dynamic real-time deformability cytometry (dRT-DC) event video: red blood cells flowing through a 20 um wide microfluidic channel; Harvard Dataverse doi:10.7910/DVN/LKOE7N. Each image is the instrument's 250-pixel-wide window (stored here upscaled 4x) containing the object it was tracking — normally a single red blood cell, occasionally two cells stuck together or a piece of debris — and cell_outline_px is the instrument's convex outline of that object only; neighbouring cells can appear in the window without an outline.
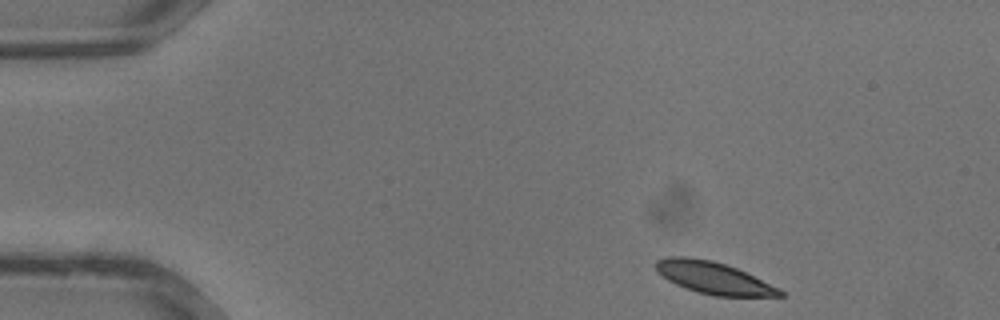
{"species": "common noctule bat (a hibernating species)", "species_latin": "Nyctalus noctula", "temperature_condition": "warm", "stored_images_in_passage": 31, "camera_frame_rate_fps": 3000, "um_per_image_px": 0.085, "animal": {"sex": "male", "body_mass_g": 13.3}, "frame": {"image": 1, "passage_image": 1, "time_ms": 0.0, "image_size_px": [1000, 320], "cell_outline_px": [[784, 296], [716, 296], [696, 292], [676, 284], [668, 280], [656, 268], [656, 260], [668, 256], [688, 256], [712, 260], [736, 268], [780, 288], [784, 292]], "centroid_in_image_um": [60.66, 23.61], "position_along_channel_um": 24.3, "area_um2": 22.95}}
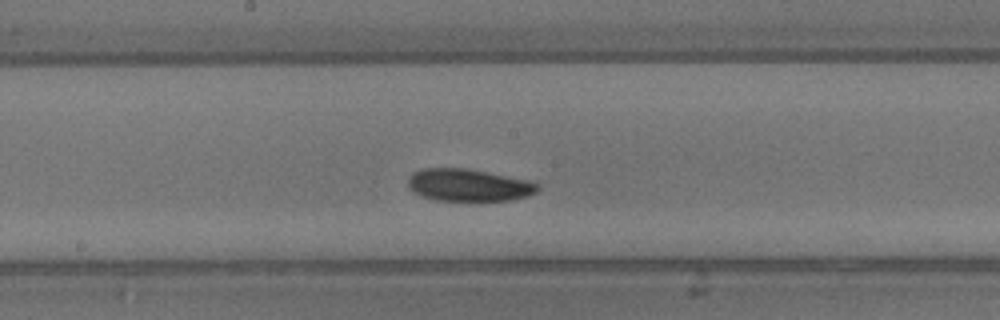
{"frame": {"image": 2, "passage_image": 15, "time_ms": 4.667, "image_size_px": [1000, 320], "cell_outline_px": [[540, 188], [536, 192], [528, 196], [512, 200], [476, 204], [436, 200], [420, 196], [412, 192], [408, 188], [408, 176], [412, 172], [420, 168], [468, 168], [528, 180], [540, 184]], "centroid_in_image_um": [39.82, 15.78], "position_along_channel_um": 208.4, "area_um2": 25.78}}
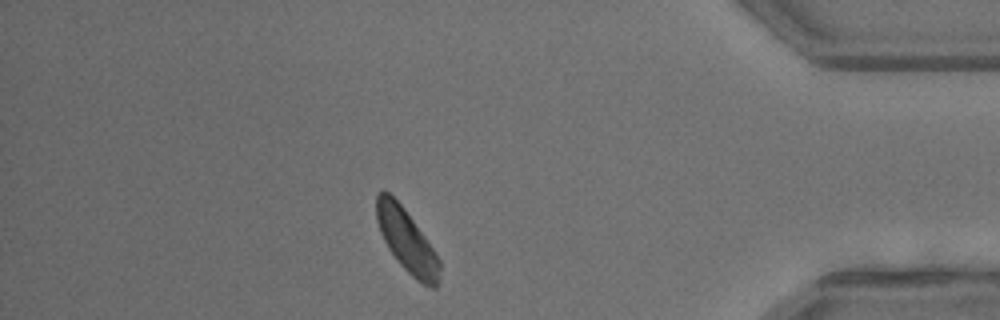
{"frame": {"image": 3, "passage_image": 27, "time_ms": 8.667, "image_size_px": [1000, 320], "cell_outline_px": [[440, 276], [436, 288], [432, 288], [416, 280], [396, 260], [388, 248], [380, 232], [376, 220], [376, 196], [380, 192], [388, 192], [404, 208], [424, 236], [440, 260]], "centroid_in_image_um": [34.57, 20.48], "position_along_channel_um": 400.6, "area_um2": 22.83}}